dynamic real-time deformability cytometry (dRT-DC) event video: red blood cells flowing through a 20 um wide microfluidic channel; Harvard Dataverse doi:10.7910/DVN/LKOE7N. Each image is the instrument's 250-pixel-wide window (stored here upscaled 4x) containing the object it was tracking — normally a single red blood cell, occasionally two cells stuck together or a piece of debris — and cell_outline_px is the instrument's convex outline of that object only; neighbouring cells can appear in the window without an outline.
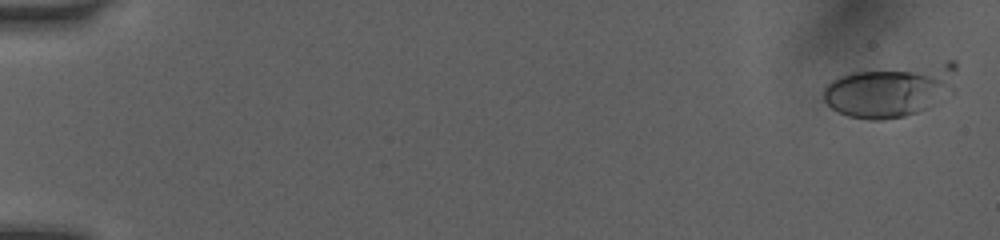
{"species": "human", "species_latin": "Homo sapiens", "temperature_condition": "room temperature", "stored_images_in_passage": 9, "camera_frame_rate_fps": 3000, "um_per_image_px": 0.085, "donor": {"sex": "female"}, "frame": {"image": 1, "passage_image": 1, "time_ms": 0.0, "image_size_px": [1000, 240], "cell_outline_px": [[956, 68], [928, 108], [904, 116], [880, 120], [868, 120], [848, 116], [832, 108], [824, 100], [824, 88], [832, 80], [840, 76], [856, 72], [948, 60], [956, 60]], "centroid_in_image_um": [75.53, 7.68], "position_along_channel_um": 9.5, "area_um2": 38.84}}
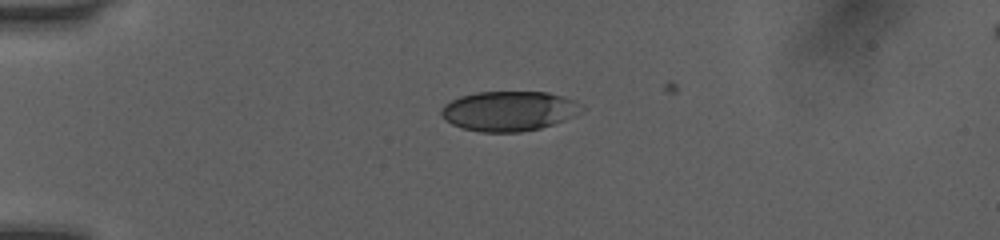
{"frame": {"image": 2, "passage_image": 6, "time_ms": 1.667, "image_size_px": [1000, 240], "cell_outline_px": [[584, 108], [572, 116], [552, 124], [540, 128], [520, 132], [480, 132], [460, 128], [444, 120], [440, 112], [444, 104], [460, 96], [476, 92], [548, 92], [584, 104]], "centroid_in_image_um": [43.21, 9.44], "position_along_channel_um": 41.8, "area_um2": 32.48}}
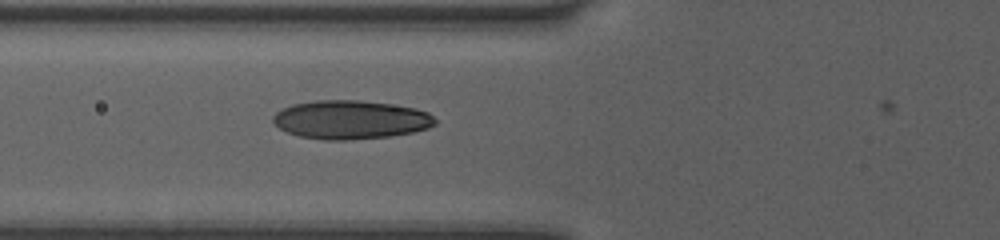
{"frame": {"image": 3, "passage_image": 9, "time_ms": 2.667, "image_size_px": [1000, 240], "cell_outline_px": [[436, 124], [428, 128], [412, 132], [392, 136], [348, 140], [324, 140], [300, 136], [288, 132], [280, 128], [272, 120], [272, 116], [276, 112], [292, 104], [316, 100], [360, 100], [416, 108], [428, 112], [436, 120]], "centroid_in_image_um": [29.81, 10.17], "position_along_channel_um": 96.0, "area_um2": 36.47}}